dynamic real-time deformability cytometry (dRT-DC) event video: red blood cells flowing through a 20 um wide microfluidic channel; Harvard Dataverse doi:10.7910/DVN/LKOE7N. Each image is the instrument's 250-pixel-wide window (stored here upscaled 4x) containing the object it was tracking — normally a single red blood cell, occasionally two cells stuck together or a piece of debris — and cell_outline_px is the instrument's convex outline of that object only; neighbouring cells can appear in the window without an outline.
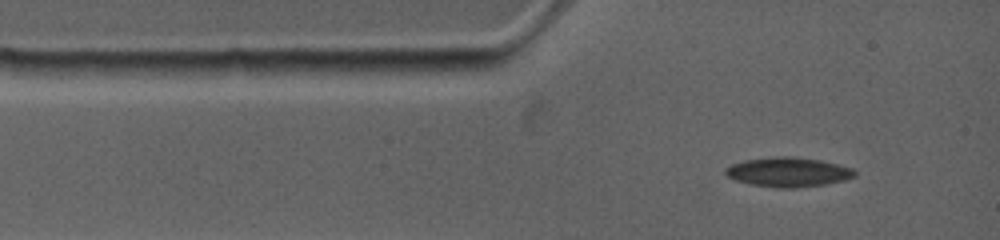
{"species": "common noctule bat (a hibernating species)", "species_latin": "Nyctalus noctula", "temperature_condition": "warm", "stored_images_in_passage": 2, "camera_frame_rate_fps": 4500, "um_per_image_px": 0.085, "animal": {"sex": "female", "body_mass_g": 19.0, "forearm_length_mm": 53.3}, "frame": {"image": 1, "passage_image": 1, "time_ms": 0.0, "image_size_px": [1000, 240], "cell_outline_px": [[856, 176], [844, 180], [824, 184], [792, 188], [780, 188], [752, 184], [736, 180], [728, 176], [724, 172], [724, 168], [732, 164], [744, 160], [776, 156], [792, 156], [820, 160], [840, 164], [852, 168], [856, 172]], "centroid_in_image_um": [67.01, 14.61], "position_along_channel_um": 18.0, "area_um2": 22.14}}